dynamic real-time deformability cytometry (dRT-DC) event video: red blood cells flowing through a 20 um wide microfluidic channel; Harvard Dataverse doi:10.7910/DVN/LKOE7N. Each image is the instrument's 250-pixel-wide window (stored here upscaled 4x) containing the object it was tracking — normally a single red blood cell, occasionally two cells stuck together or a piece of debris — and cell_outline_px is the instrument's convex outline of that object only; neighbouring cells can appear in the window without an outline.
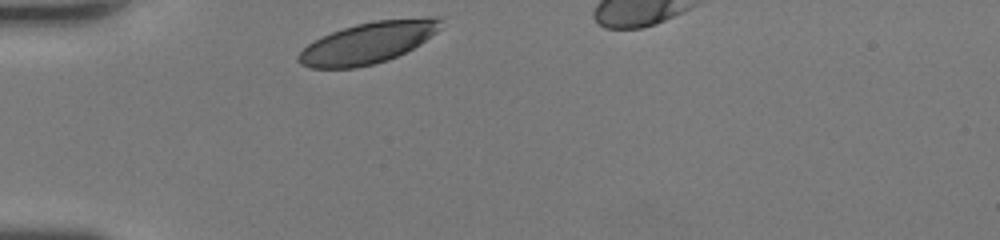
{"species": "human", "species_latin": "Homo sapiens", "temperature_condition": "room temperature", "stored_images_in_passage": 26, "camera_frame_rate_fps": 3000, "um_per_image_px": 0.085, "donor": {"sex": "female"}, "frame": {"image": 1, "passage_image": 1, "time_ms": 0.0, "image_size_px": [1000, 240], "cell_outline_px": [[444, 16], [440, 28], [436, 32], [420, 44], [388, 60], [356, 68], [312, 68], [300, 64], [296, 60], [296, 56], [308, 44], [332, 32], [356, 24], [376, 20], [428, 16]], "centroid_in_image_um": [31.32, 3.62], "position_along_channel_um": 53.7, "area_um2": 34.28}}
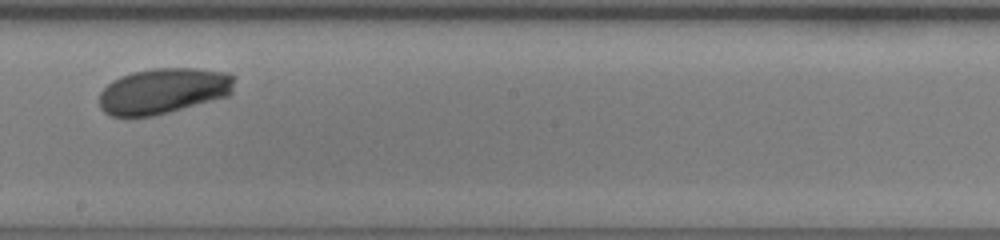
{"frame": {"image": 2, "passage_image": 15, "time_ms": 4.667, "image_size_px": [1000, 240], "cell_outline_px": [[236, 76], [232, 92], [228, 96], [168, 112], [152, 116], [112, 116], [104, 112], [100, 108], [100, 92], [112, 80], [120, 76], [132, 72], [152, 68], [196, 68], [228, 72]], "centroid_in_image_um": [13.91, 7.71], "position_along_channel_um": 234.3, "area_um2": 36.13}}
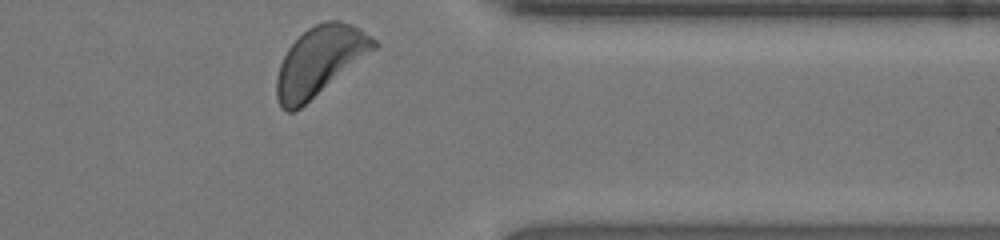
{"frame": {"image": 3, "passage_image": 26, "time_ms": 8.333, "image_size_px": [1000, 240], "cell_outline_px": [[380, 44], [376, 48], [300, 108], [292, 112], [284, 112], [280, 108], [276, 96], [276, 76], [280, 64], [288, 48], [308, 28], [316, 24], [328, 20], [340, 20], [352, 24], [360, 28], [376, 40]], "centroid_in_image_um": [27.16, 5.19], "position_along_channel_um": 384.2, "area_um2": 38.67}, "authors_computed_cell_mechanics": {"area_um2": 36.1539, "velocity_mm_per_s": 4.2685, "shape_relaxation_time_tau1_ms": 2.3766, "shape_relaxation_time_tau2_ms": null, "deformation_change_tau1": 0.1199, "deformation_change_tau2": null}}